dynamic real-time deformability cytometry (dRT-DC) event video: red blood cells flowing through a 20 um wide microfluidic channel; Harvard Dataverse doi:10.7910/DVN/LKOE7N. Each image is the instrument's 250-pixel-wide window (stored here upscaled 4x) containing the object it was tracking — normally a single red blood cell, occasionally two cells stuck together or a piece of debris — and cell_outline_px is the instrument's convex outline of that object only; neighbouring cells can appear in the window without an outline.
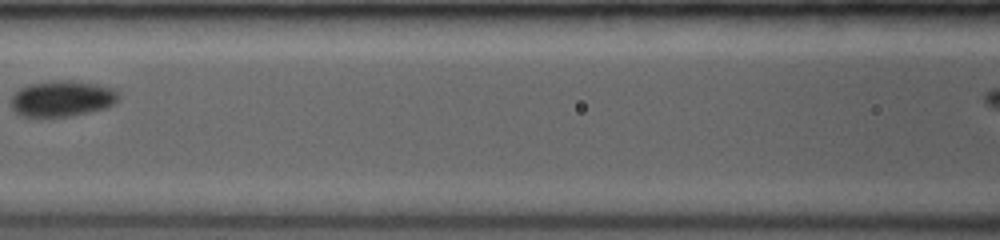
{"species": "common noctule bat (a hibernating species)", "species_latin": "Nyctalus noctula", "temperature_condition": "room temperature", "stored_images_in_passage": 9, "camera_frame_rate_fps": 3500, "um_per_image_px": 0.085, "animal": {"sex": "female", "body_mass_g": 19.0, "forearm_length_mm": 53.3}, "frame": {"image": 1, "passage_image": 8, "time_ms": 2.857, "image_size_px": [1000, 240], "cell_outline_px": [[120, 100], [104, 108], [72, 116], [20, 116], [12, 108], [12, 92], [28, 84], [60, 80], [72, 80], [96, 84], [112, 88], [120, 96]], "centroid_in_image_um": [5.26, 8.37], "position_along_channel_um": 161.3, "area_um2": 22.43}}